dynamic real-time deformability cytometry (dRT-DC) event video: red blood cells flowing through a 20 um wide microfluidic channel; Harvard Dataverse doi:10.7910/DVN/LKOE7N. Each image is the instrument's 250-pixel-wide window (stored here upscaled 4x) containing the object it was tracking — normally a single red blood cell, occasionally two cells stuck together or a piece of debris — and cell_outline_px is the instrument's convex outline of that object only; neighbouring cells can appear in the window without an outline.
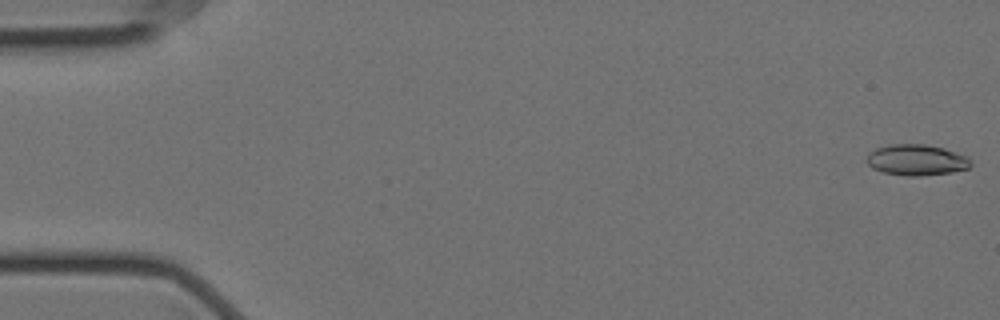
{"species": "Egyptian fruit bat (a non-hibernating species)", "species_latin": "Rousettus aegyptiacus", "temperature_condition": "cold", "stored_images_in_passage": 7, "camera_frame_rate_fps": 3000, "um_per_image_px": 0.085, "animal": {"sex": "female"}, "frame": {"image": 1, "passage_image": 1, "time_ms": 0.0, "image_size_px": [1000, 320], "cell_outline_px": [[972, 164], [968, 168], [952, 172], [920, 176], [908, 176], [884, 172], [872, 168], [864, 160], [868, 152], [876, 148], [888, 144], [924, 144], [944, 148], [968, 156], [972, 160]], "centroid_in_image_um": [77.89, 13.59], "position_along_channel_um": 7.1, "area_um2": 19.02}}
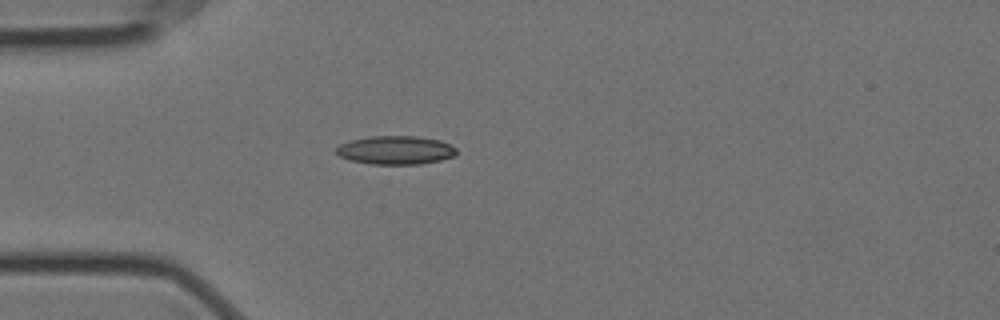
{"frame": {"image": 2, "passage_image": 5, "time_ms": 1.333, "image_size_px": [1000, 320], "cell_outline_px": [[456, 156], [440, 160], [420, 164], [372, 164], [348, 160], [340, 156], [336, 152], [336, 148], [340, 144], [348, 140], [372, 136], [416, 136], [440, 140], [456, 148]], "centroid_in_image_um": [33.61, 12.76], "position_along_channel_um": 51.4, "area_um2": 20.06}}
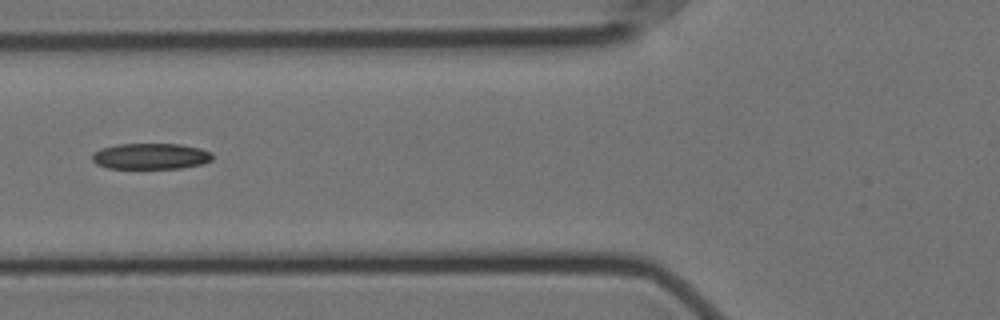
{"frame": {"image": 3, "passage_image": 7, "time_ms": 2.0, "image_size_px": [1000, 320], "cell_outline_px": [[212, 160], [204, 164], [180, 168], [108, 168], [96, 164], [92, 160], [92, 152], [100, 148], [116, 144], [180, 144], [200, 148], [212, 152]], "centroid_in_image_um": [12.8, 13.27], "position_along_channel_um": 113.0, "area_um2": 18.38}}